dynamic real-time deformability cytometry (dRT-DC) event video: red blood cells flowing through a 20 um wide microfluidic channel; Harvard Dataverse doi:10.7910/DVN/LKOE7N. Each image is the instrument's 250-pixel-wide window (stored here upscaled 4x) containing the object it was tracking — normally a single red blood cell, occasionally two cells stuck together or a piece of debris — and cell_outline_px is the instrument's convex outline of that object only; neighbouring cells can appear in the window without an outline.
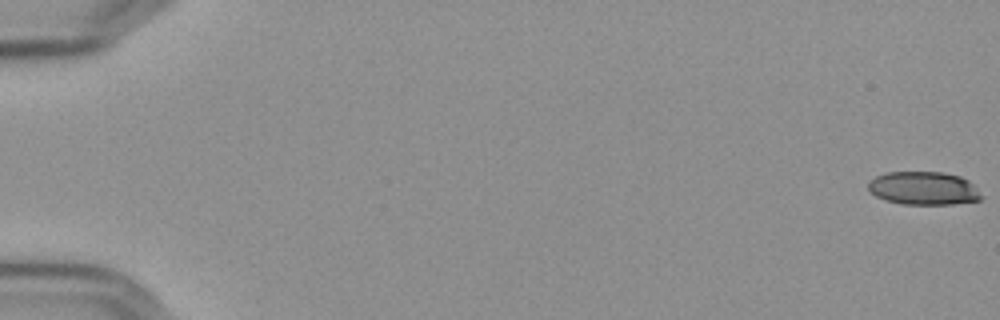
{"species": "Egyptian fruit bat (a non-hibernating species)", "species_latin": "Rousettus aegyptiacus", "temperature_condition": "cold", "stored_images_in_passage": 58, "camera_frame_rate_fps": 3000, "um_per_image_px": 0.085, "frame": {"image": 1, "passage_image": 1, "time_ms": 0.0, "image_size_px": [1000, 320], "cell_outline_px": [[984, 196], [980, 200], [952, 204], [904, 204], [884, 200], [876, 196], [868, 188], [868, 184], [876, 176], [888, 172], [944, 172], [960, 176], [968, 180]], "centroid_in_image_um": [78.53, 16.0], "position_along_channel_um": 6.5, "area_um2": 21.85}}
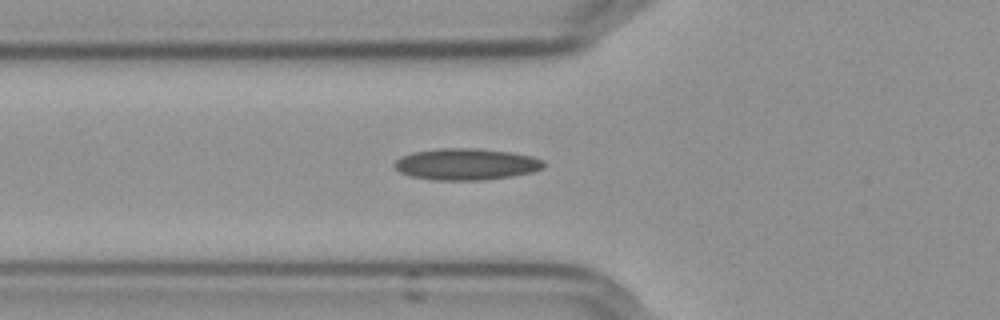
{"frame": {"image": 2, "passage_image": 22, "time_ms": 7.0, "image_size_px": [1000, 320], "cell_outline_px": [[544, 164], [540, 168], [532, 172], [512, 176], [484, 180], [436, 180], [412, 176], [400, 172], [392, 164], [400, 156], [412, 152], [440, 148], [476, 148], [508, 152], [532, 156], [544, 160]], "centroid_in_image_um": [39.59, 13.95], "position_along_channel_um": 86.2, "area_um2": 27.34}}
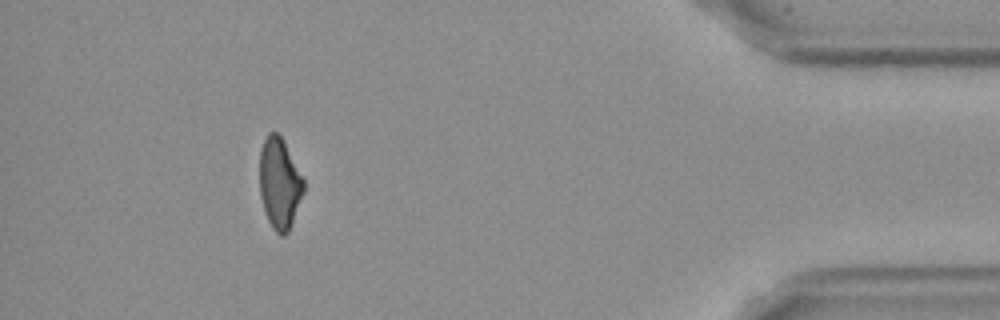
{"frame": {"image": 3, "passage_image": 53, "time_ms": 17.333, "image_size_px": [1000, 320], "cell_outline_px": [[304, 192], [292, 224], [288, 232], [284, 236], [280, 236], [272, 228], [268, 220], [260, 196], [260, 148], [268, 132], [276, 132], [280, 136], [304, 180]], "centroid_in_image_um": [23.75, 15.63], "position_along_channel_um": 411.4, "area_um2": 23.12}, "authors_computed_cell_mechanics": {"area_um2": 24.6806, "velocity_mm_per_s": 3.6297, "shape_relaxation_time_tau1_ms": null, "shape_relaxation_time_tau2_ms": 4.2395, "deformation_change_tau1": null, "deformation_change_tau2": 0.1238}}